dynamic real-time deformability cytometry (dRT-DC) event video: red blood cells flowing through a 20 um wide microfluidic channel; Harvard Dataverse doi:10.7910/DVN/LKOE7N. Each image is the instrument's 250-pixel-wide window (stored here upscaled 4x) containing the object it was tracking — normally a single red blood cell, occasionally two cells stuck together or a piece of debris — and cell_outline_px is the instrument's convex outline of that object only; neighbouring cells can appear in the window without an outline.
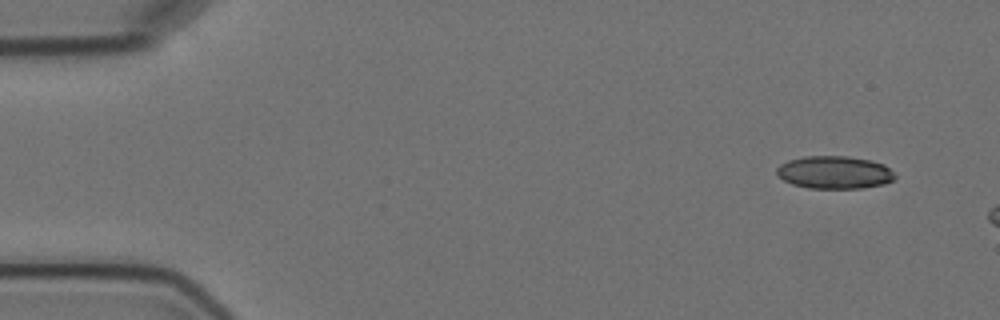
{"species": "Egyptian fruit bat (a non-hibernating species)", "species_latin": "Rousettus aegyptiacus", "temperature_condition": "cold", "stored_images_in_passage": 3, "camera_frame_rate_fps": 3000, "um_per_image_px": 0.085, "animal": {"sex": "female"}, "frame": {"image": 1, "passage_image": 1, "time_ms": 0.0, "image_size_px": [1000, 320], "cell_outline_px": [[896, 176], [892, 180], [884, 184], [864, 188], [808, 188], [792, 184], [784, 180], [776, 172], [776, 168], [780, 164], [788, 160], [804, 156], [848, 156], [872, 160], [884, 164]], "centroid_in_image_um": [70.93, 14.65], "position_along_channel_um": 14.1, "area_um2": 22.6}}